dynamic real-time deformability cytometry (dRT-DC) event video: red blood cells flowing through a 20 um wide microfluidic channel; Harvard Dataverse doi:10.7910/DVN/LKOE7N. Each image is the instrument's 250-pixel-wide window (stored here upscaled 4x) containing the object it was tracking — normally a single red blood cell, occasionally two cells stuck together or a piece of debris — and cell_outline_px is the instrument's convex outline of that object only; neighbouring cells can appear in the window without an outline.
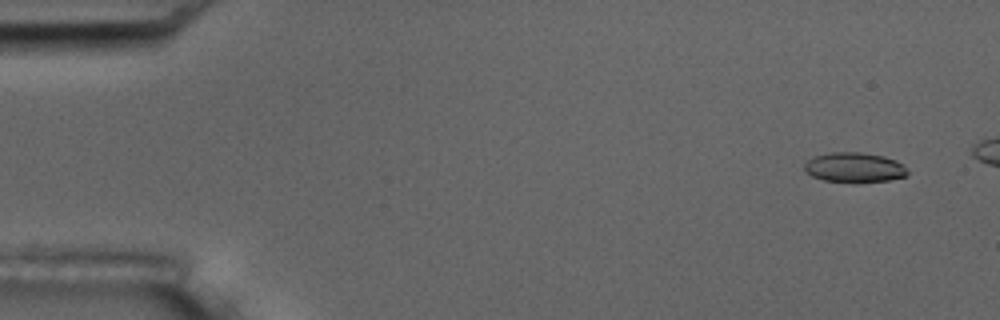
{"species": "common noctule bat (a hibernating species)", "species_latin": "Nyctalus noctula", "temperature_condition": "room temperature", "stored_images_in_passage": 7, "camera_frame_rate_fps": 3000, "um_per_image_px": 0.085, "animal": {"sex": "male", "body_mass_g": 17.5, "forearm_length_mm": 52.3}, "frame": {"image": 1, "passage_image": 1, "time_ms": 0.0, "image_size_px": [1000, 320], "cell_outline_px": [[908, 176], [888, 180], [856, 184], [824, 180], [812, 176], [804, 168], [804, 164], [808, 160], [816, 156], [832, 152], [860, 152], [884, 156], [896, 160], [904, 164], [908, 172]], "centroid_in_image_um": [72.67, 14.25], "position_along_channel_um": 12.3, "area_um2": 18.26}}